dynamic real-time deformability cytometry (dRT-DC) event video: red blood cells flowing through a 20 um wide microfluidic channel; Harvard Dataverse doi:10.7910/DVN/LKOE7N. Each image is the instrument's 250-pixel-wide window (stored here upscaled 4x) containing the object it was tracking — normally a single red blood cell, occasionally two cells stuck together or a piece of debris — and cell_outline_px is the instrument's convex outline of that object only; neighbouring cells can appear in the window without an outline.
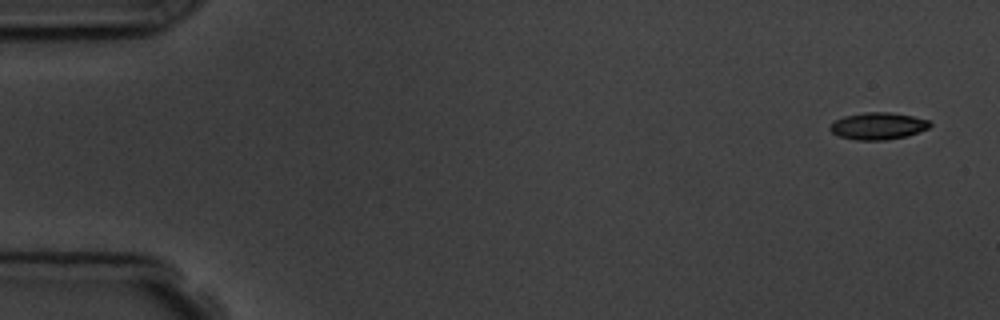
{"species": "common noctule bat (a hibernating species)", "species_latin": "Nyctalus noctula", "temperature_condition": "room temperature", "stored_images_in_passage": 8, "camera_frame_rate_fps": 3000, "um_per_image_px": 0.085, "animal": {"sex": "male", "body_mass_g": 19.5, "forearm_length_mm": 54.6}, "frame": {"image": 1, "passage_image": 1, "time_ms": 0.0, "image_size_px": [1000, 320], "cell_outline_px": [[932, 124], [928, 128], [908, 136], [884, 140], [856, 140], [840, 136], [832, 132], [828, 128], [836, 120], [844, 116], [864, 112], [888, 112], [912, 116], [928, 120]], "centroid_in_image_um": [74.64, 10.71], "position_along_channel_um": 10.4, "area_um2": 15.61}}
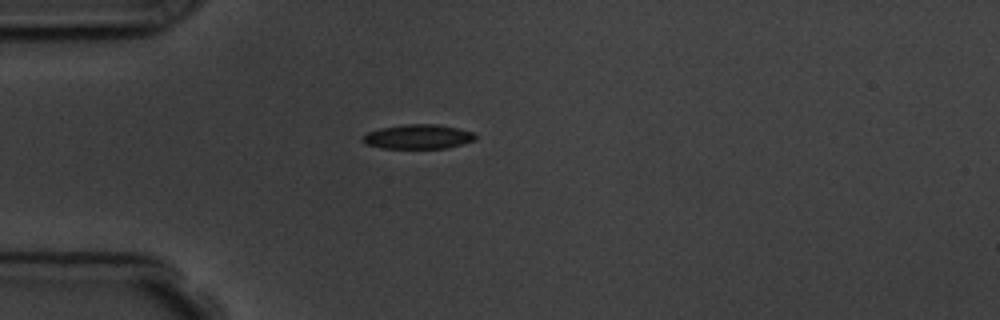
{"frame": {"image": 2, "passage_image": 4, "time_ms": 4.333, "image_size_px": [1000, 320], "cell_outline_px": [[476, 140], [448, 148], [384, 148], [364, 144], [360, 140], [368, 132], [380, 128], [404, 124], [440, 124], [476, 132]], "centroid_in_image_um": [35.57, 11.61], "position_along_channel_um": 49.4, "area_um2": 16.24}}
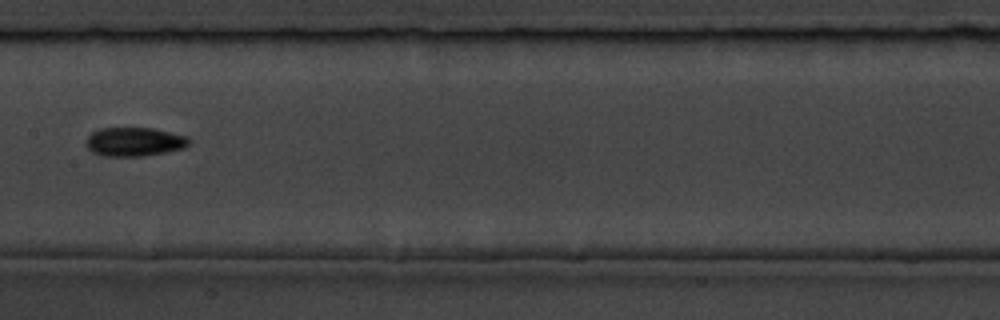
{"frame": {"image": 3, "passage_image": 8, "time_ms": 8.667, "image_size_px": [1000, 320], "cell_outline_px": [[188, 144], [184, 148], [144, 156], [100, 156], [92, 152], [88, 148], [84, 140], [92, 132], [100, 128], [152, 128], [188, 136]], "centroid_in_image_um": [11.37, 12.05], "position_along_channel_um": 196.0, "area_um2": 17.34}}